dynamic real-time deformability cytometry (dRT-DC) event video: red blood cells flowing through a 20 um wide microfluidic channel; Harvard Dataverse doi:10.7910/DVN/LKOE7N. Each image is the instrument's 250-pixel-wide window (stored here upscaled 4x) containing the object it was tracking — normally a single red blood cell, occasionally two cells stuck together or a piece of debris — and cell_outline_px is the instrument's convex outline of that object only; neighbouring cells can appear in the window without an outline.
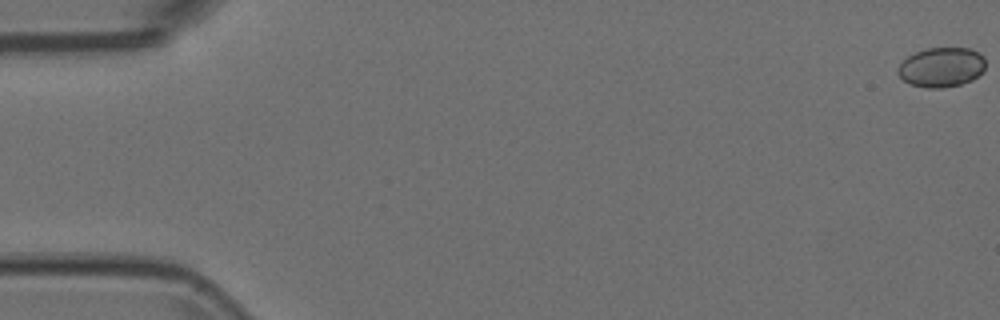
{"species": "Egyptian fruit bat (a non-hibernating species)", "species_latin": "Rousettus aegyptiacus", "temperature_condition": "room temperature", "stored_images_in_passage": 16, "camera_frame_rate_fps": 3000, "um_per_image_px": 0.085, "animal": {"sex": "female"}, "frame": {"image": 1, "passage_image": 1, "time_ms": 0.0, "image_size_px": [1000, 320], "cell_outline_px": [[984, 68], [972, 80], [960, 84], [940, 88], [924, 88], [908, 84], [896, 72], [900, 64], [908, 56], [916, 52], [928, 48], [968, 48], [980, 52], [984, 56]], "centroid_in_image_um": [80.0, 5.71], "position_along_channel_um": 5.0, "area_um2": 20.17}}
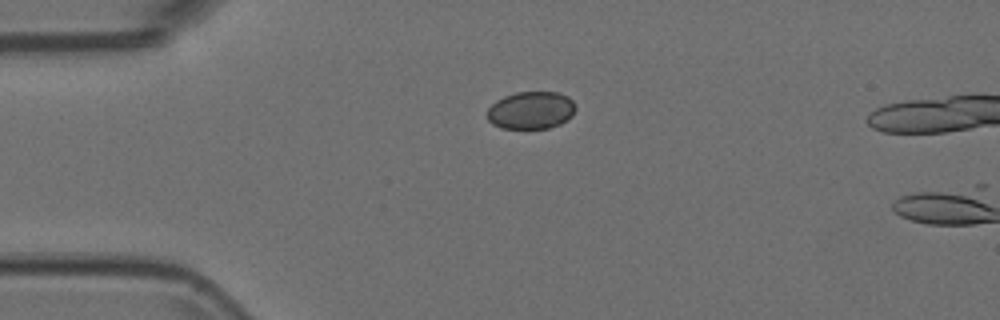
{"frame": {"image": 2, "passage_image": 14, "time_ms": 4.333, "image_size_px": [1000, 320], "cell_outline_px": [[576, 108], [572, 116], [568, 120], [560, 124], [548, 128], [500, 128], [492, 124], [488, 120], [488, 108], [496, 100], [504, 96], [516, 92], [560, 92], [568, 96], [572, 100]], "centroid_in_image_um": [45.15, 9.37], "position_along_channel_um": 39.8, "area_um2": 19.48}}